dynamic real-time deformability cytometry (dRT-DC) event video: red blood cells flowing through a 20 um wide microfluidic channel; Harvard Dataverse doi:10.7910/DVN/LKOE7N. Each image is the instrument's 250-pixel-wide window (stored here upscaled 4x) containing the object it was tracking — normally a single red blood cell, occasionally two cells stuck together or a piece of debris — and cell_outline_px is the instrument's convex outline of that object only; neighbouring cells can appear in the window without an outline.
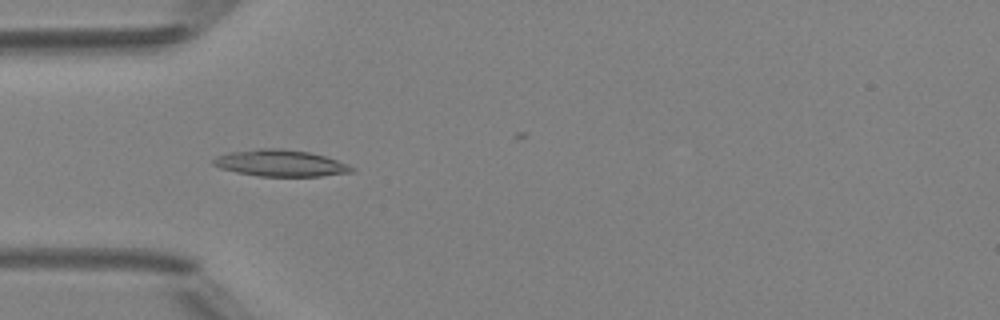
{"species": "Egyptian fruit bat (a non-hibernating species)", "species_latin": "Rousettus aegyptiacus", "temperature_condition": "room temperature", "stored_images_in_passage": 24, "camera_frame_rate_fps": 3000, "um_per_image_px": 0.085, "animal": {"sex": "female"}, "frame": {"image": 1, "passage_image": 15, "time_ms": 4.667, "image_size_px": [1000, 320], "cell_outline_px": [[356, 168], [352, 172], [320, 176], [260, 176], [236, 172], [220, 168], [212, 164], [212, 160], [228, 152], [260, 148], [280, 148], [308, 152], [324, 156], [348, 164]], "centroid_in_image_um": [23.84, 13.87], "position_along_channel_um": 61.2, "area_um2": 21.27}}
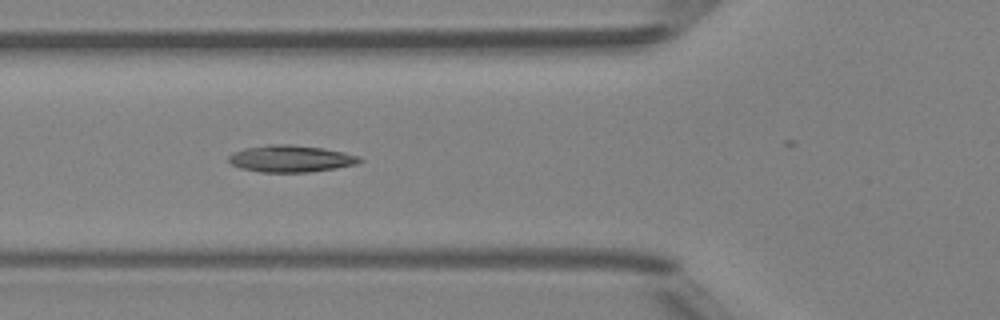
{"frame": {"image": 2, "passage_image": 18, "time_ms": 5.667, "image_size_px": [1000, 320], "cell_outline_px": [[364, 160], [356, 164], [336, 168], [308, 172], [260, 172], [240, 168], [232, 164], [228, 160], [228, 156], [232, 152], [244, 148], [272, 144], [288, 144], [324, 148], [344, 152], [360, 156]], "centroid_in_image_um": [24.72, 13.48], "position_along_channel_um": 101.1, "area_um2": 20.58}}
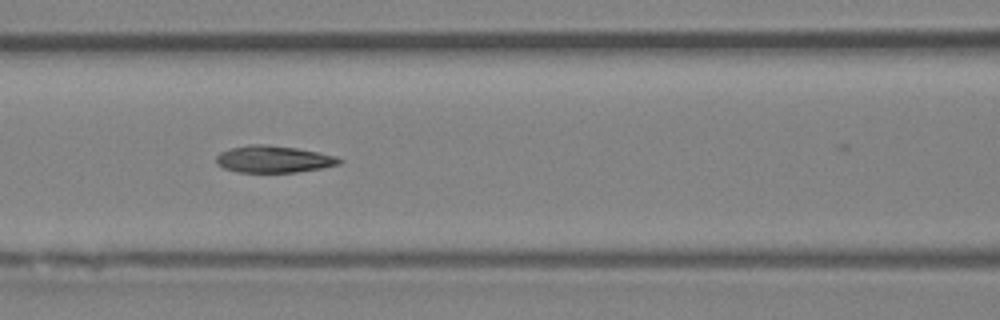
{"frame": {"image": 3, "passage_image": 21, "time_ms": 6.667, "image_size_px": [1000, 320], "cell_outline_px": [[344, 160], [340, 164], [324, 168], [296, 172], [236, 172], [224, 168], [216, 164], [216, 156], [220, 152], [232, 148], [248, 144], [268, 144], [296, 148], [320, 152], [336, 156]], "centroid_in_image_um": [23.28, 13.53], "position_along_channel_um": 143.3, "area_um2": 19.54}}